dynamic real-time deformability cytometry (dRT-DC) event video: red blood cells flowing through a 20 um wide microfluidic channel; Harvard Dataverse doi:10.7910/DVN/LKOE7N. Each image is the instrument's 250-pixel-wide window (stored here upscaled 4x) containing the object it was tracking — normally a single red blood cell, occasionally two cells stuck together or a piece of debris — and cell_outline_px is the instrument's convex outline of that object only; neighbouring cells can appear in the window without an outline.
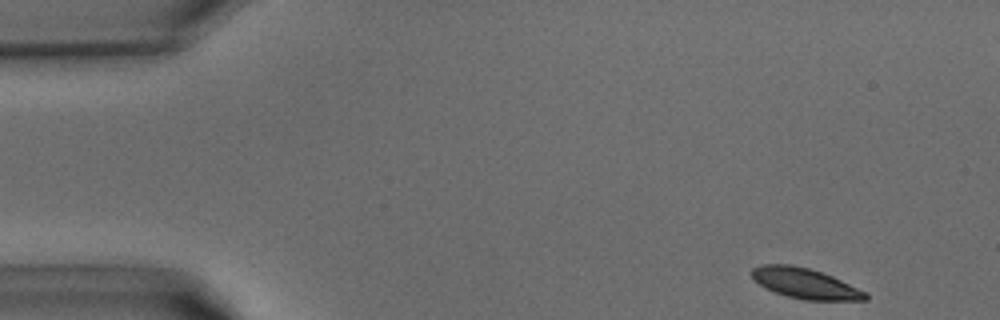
{"species": "common noctule bat (a hibernating species)", "species_latin": "Nyctalus noctula", "temperature_condition": "warm", "stored_images_in_passage": 37, "camera_frame_rate_fps": 3000, "um_per_image_px": 0.085, "animal": {"sex": "male", "body_mass_g": 15.6}, "frame": {"image": 1, "passage_image": 1, "time_ms": 0.0, "image_size_px": [1000, 320], "cell_outline_px": [[868, 300], [804, 300], [788, 296], [764, 288], [752, 276], [752, 268], [760, 264], [792, 264], [808, 268], [832, 276], [868, 292]], "centroid_in_image_um": [68.46, 24.09], "position_along_channel_um": 16.5, "area_um2": 20.06}}
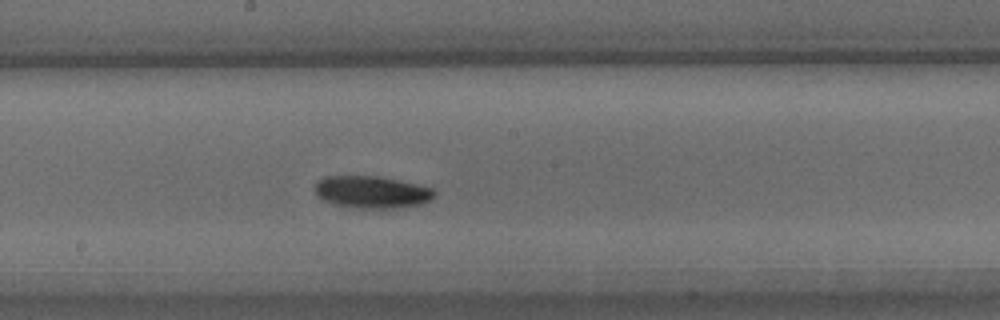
{"frame": {"image": 2, "passage_image": 19, "time_ms": 6.0, "image_size_px": [1000, 320], "cell_outline_px": [[436, 196], [420, 204], [400, 208], [352, 208], [336, 204], [324, 200], [316, 196], [316, 180], [324, 176], [376, 176], [400, 180], [432, 188], [436, 192]], "centroid_in_image_um": [31.59, 16.32], "position_along_channel_um": 216.6, "area_um2": 22.48}}
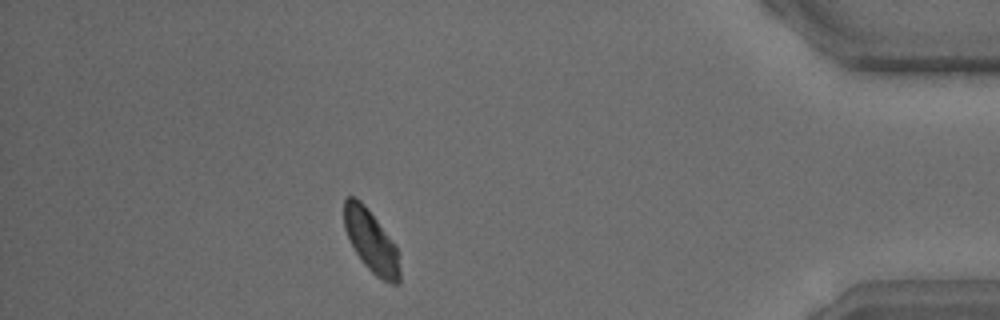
{"frame": {"image": 3, "passage_image": 33, "time_ms": 10.667, "image_size_px": [1000, 320], "cell_outline_px": [[400, 280], [396, 284], [392, 284], [380, 280], [364, 264], [356, 252], [344, 228], [344, 200], [348, 196], [356, 196], [364, 204], [396, 244], [400, 272]], "centroid_in_image_um": [31.55, 20.5], "position_along_channel_um": 403.6, "area_um2": 20.11}}